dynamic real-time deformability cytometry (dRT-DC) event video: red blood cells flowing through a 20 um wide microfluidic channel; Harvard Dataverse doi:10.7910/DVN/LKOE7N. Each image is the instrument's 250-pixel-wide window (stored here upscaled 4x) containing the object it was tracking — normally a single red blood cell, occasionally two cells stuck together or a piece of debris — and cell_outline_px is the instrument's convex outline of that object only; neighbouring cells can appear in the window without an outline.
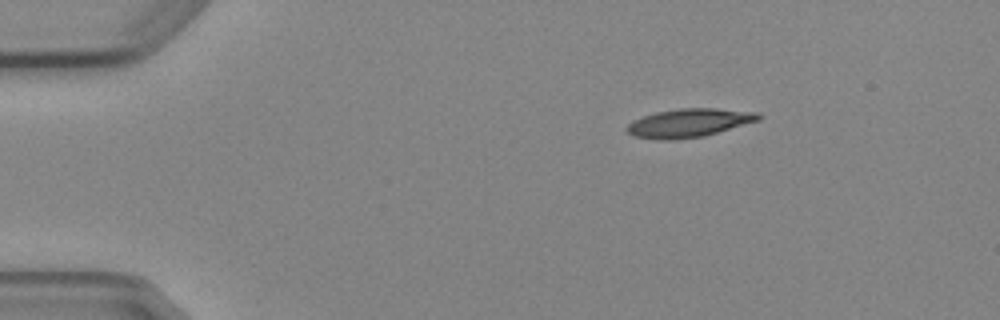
{"species": "Egyptian fruit bat (a non-hibernating species)", "species_latin": "Rousettus aegyptiacus", "temperature_condition": "cold", "stored_images_in_passage": 3, "camera_frame_rate_fps": 3000, "um_per_image_px": 0.085, "animal": {"sex": "female"}, "frame": {"image": 1, "passage_image": 1, "time_ms": 0.0, "image_size_px": [1000, 320], "cell_outline_px": [[764, 116], [760, 120], [704, 136], [668, 140], [656, 140], [632, 136], [624, 128], [632, 120], [656, 112], [680, 108], [716, 108], [760, 112]], "centroid_in_image_um": [58.57, 10.44], "position_along_channel_um": 26.4, "area_um2": 22.08}}